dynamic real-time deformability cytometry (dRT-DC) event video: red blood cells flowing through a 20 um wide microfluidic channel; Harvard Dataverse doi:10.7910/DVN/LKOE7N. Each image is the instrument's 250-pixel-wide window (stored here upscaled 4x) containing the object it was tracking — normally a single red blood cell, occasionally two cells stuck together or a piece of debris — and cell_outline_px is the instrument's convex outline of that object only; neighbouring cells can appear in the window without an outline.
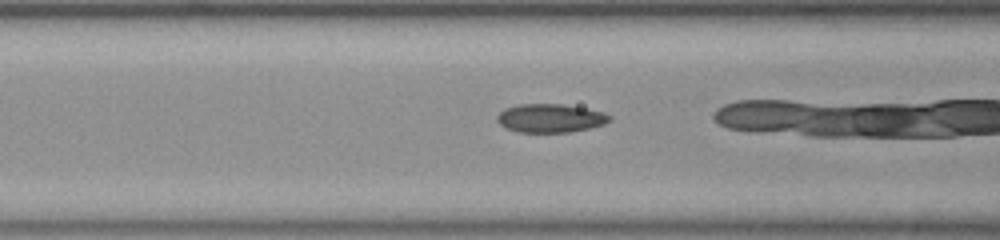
{"species": "common noctule bat (a hibernating species)", "species_latin": "Nyctalus noctula", "temperature_condition": "room temperature", "stored_images_in_passage": 35, "camera_frame_rate_fps": 3000, "um_per_image_px": 0.085, "animal": {"sex": "female", "body_mass_g": 23.0, "forearm_length_mm": 53.4}, "frame": {"image": 1, "passage_image": 17, "time_ms": 5.333, "image_size_px": [1000, 240], "cell_outline_px": [[612, 120], [604, 124], [588, 128], [568, 132], [520, 132], [508, 128], [500, 124], [496, 120], [496, 116], [504, 108], [520, 104], [564, 104], [604, 112], [612, 116]], "centroid_in_image_um": [46.79, 10.03], "position_along_channel_um": 119.8, "area_um2": 18.67}}
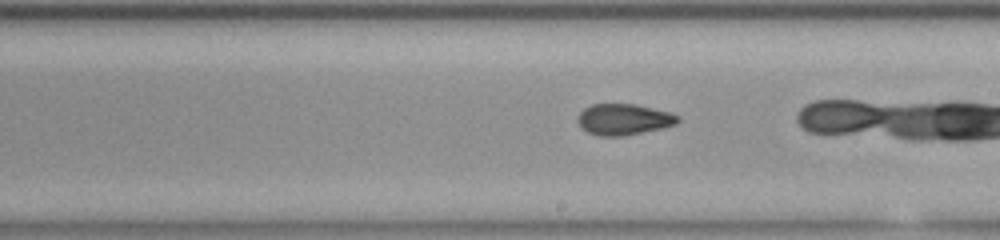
{"frame": {"image": 2, "passage_image": 26, "time_ms": 8.333, "image_size_px": [1000, 240], "cell_outline_px": [[680, 120], [676, 124], [660, 128], [620, 136], [600, 136], [588, 132], [576, 120], [576, 116], [584, 108], [592, 104], [636, 104], [672, 112], [680, 116]], "centroid_in_image_um": [53.03, 10.13], "position_along_channel_um": 236.0, "area_um2": 18.09}}
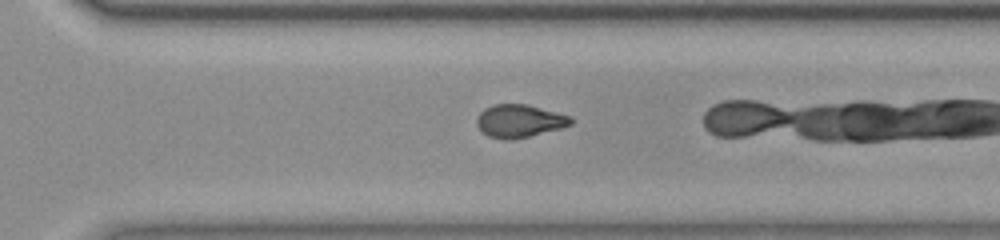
{"frame": {"image": 3, "passage_image": 33, "time_ms": 10.667, "image_size_px": [1000, 240], "cell_outline_px": [[572, 124], [560, 128], [528, 136], [488, 136], [476, 124], [476, 120], [480, 112], [484, 108], [496, 104], [528, 104], [572, 116]], "centroid_in_image_um": [44.19, 10.21], "position_along_channel_um": 326.4, "area_um2": 17.28}}